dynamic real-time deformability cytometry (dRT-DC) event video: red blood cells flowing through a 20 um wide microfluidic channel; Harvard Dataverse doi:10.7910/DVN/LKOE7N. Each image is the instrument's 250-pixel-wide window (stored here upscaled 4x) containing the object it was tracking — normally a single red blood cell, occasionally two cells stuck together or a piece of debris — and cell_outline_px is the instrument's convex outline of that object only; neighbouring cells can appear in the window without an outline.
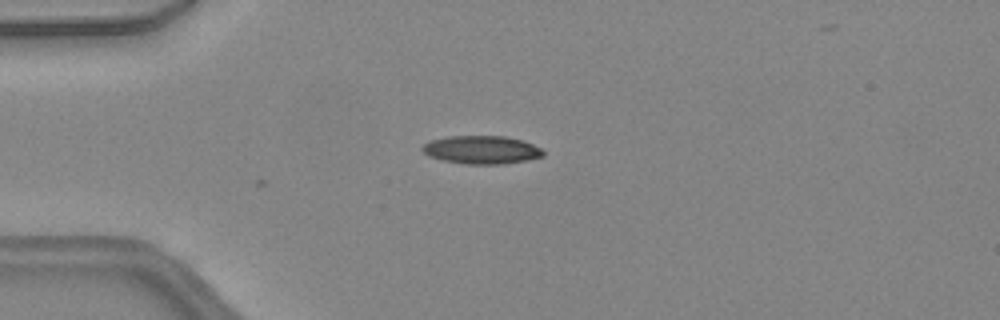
{"species": "common noctule bat (a hibernating species)", "species_latin": "Nyctalus noctula", "temperature_condition": "warm", "stored_images_in_passage": 2, "camera_frame_rate_fps": 3000, "um_per_image_px": 0.085, "animal": {"sex": "female", "body_mass_g": 24.6, "forearm_length_mm": 56.2}, "frame": {"image": 1, "passage_image": 2, "time_ms": 0.333, "image_size_px": [1000, 320], "cell_outline_px": [[544, 156], [528, 160], [504, 164], [468, 164], [444, 160], [428, 156], [420, 148], [424, 144], [432, 140], [448, 136], [504, 136], [524, 140], [540, 148], [544, 152]], "centroid_in_image_um": [40.96, 12.73], "position_along_channel_um": 44.0, "area_um2": 19.83}}